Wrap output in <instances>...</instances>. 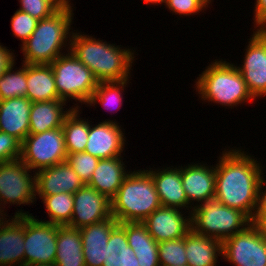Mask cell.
I'll return each mask as SVG.
<instances>
[{
  "label": "cell",
  "mask_w": 266,
  "mask_h": 266,
  "mask_svg": "<svg viewBox=\"0 0 266 266\" xmlns=\"http://www.w3.org/2000/svg\"><path fill=\"white\" fill-rule=\"evenodd\" d=\"M72 219L68 226L81 229L112 217L111 200L84 184L74 194Z\"/></svg>",
  "instance_id": "cell-14"
},
{
  "label": "cell",
  "mask_w": 266,
  "mask_h": 266,
  "mask_svg": "<svg viewBox=\"0 0 266 266\" xmlns=\"http://www.w3.org/2000/svg\"><path fill=\"white\" fill-rule=\"evenodd\" d=\"M212 4L208 0H167L165 7L180 17L197 15L206 11Z\"/></svg>",
  "instance_id": "cell-37"
},
{
  "label": "cell",
  "mask_w": 266,
  "mask_h": 266,
  "mask_svg": "<svg viewBox=\"0 0 266 266\" xmlns=\"http://www.w3.org/2000/svg\"><path fill=\"white\" fill-rule=\"evenodd\" d=\"M135 49L97 39L81 30L72 31L70 51L92 71L98 82L131 79L132 65L139 55Z\"/></svg>",
  "instance_id": "cell-2"
},
{
  "label": "cell",
  "mask_w": 266,
  "mask_h": 266,
  "mask_svg": "<svg viewBox=\"0 0 266 266\" xmlns=\"http://www.w3.org/2000/svg\"><path fill=\"white\" fill-rule=\"evenodd\" d=\"M68 153L62 127L29 134L22 142L21 160L33 173L66 162Z\"/></svg>",
  "instance_id": "cell-9"
},
{
  "label": "cell",
  "mask_w": 266,
  "mask_h": 266,
  "mask_svg": "<svg viewBox=\"0 0 266 266\" xmlns=\"http://www.w3.org/2000/svg\"><path fill=\"white\" fill-rule=\"evenodd\" d=\"M160 206L153 178L144 168L131 171L111 199V213L118 223L143 222Z\"/></svg>",
  "instance_id": "cell-5"
},
{
  "label": "cell",
  "mask_w": 266,
  "mask_h": 266,
  "mask_svg": "<svg viewBox=\"0 0 266 266\" xmlns=\"http://www.w3.org/2000/svg\"><path fill=\"white\" fill-rule=\"evenodd\" d=\"M250 224L252 220L245 213L222 204L216 198L201 203L191 212V229L220 241L245 230Z\"/></svg>",
  "instance_id": "cell-6"
},
{
  "label": "cell",
  "mask_w": 266,
  "mask_h": 266,
  "mask_svg": "<svg viewBox=\"0 0 266 266\" xmlns=\"http://www.w3.org/2000/svg\"><path fill=\"white\" fill-rule=\"evenodd\" d=\"M187 212L178 208L160 206L142 223L157 243L181 239L191 230V213Z\"/></svg>",
  "instance_id": "cell-15"
},
{
  "label": "cell",
  "mask_w": 266,
  "mask_h": 266,
  "mask_svg": "<svg viewBox=\"0 0 266 266\" xmlns=\"http://www.w3.org/2000/svg\"><path fill=\"white\" fill-rule=\"evenodd\" d=\"M222 258L233 266H266V240L250 224L222 241Z\"/></svg>",
  "instance_id": "cell-12"
},
{
  "label": "cell",
  "mask_w": 266,
  "mask_h": 266,
  "mask_svg": "<svg viewBox=\"0 0 266 266\" xmlns=\"http://www.w3.org/2000/svg\"><path fill=\"white\" fill-rule=\"evenodd\" d=\"M102 266H140L126 238V222L118 223L110 232Z\"/></svg>",
  "instance_id": "cell-27"
},
{
  "label": "cell",
  "mask_w": 266,
  "mask_h": 266,
  "mask_svg": "<svg viewBox=\"0 0 266 266\" xmlns=\"http://www.w3.org/2000/svg\"><path fill=\"white\" fill-rule=\"evenodd\" d=\"M22 266H55V265L24 263Z\"/></svg>",
  "instance_id": "cell-45"
},
{
  "label": "cell",
  "mask_w": 266,
  "mask_h": 266,
  "mask_svg": "<svg viewBox=\"0 0 266 266\" xmlns=\"http://www.w3.org/2000/svg\"><path fill=\"white\" fill-rule=\"evenodd\" d=\"M89 120V133L85 151L99 159H109L125 155L126 136L121 124L114 120L105 119L93 124ZM125 148V149H124ZM123 154V155H122Z\"/></svg>",
  "instance_id": "cell-13"
},
{
  "label": "cell",
  "mask_w": 266,
  "mask_h": 266,
  "mask_svg": "<svg viewBox=\"0 0 266 266\" xmlns=\"http://www.w3.org/2000/svg\"><path fill=\"white\" fill-rule=\"evenodd\" d=\"M99 160V158L86 152L71 153L66 157V162L73 168L84 184H87L92 178Z\"/></svg>",
  "instance_id": "cell-35"
},
{
  "label": "cell",
  "mask_w": 266,
  "mask_h": 266,
  "mask_svg": "<svg viewBox=\"0 0 266 266\" xmlns=\"http://www.w3.org/2000/svg\"><path fill=\"white\" fill-rule=\"evenodd\" d=\"M67 105V102L62 99L32 102L29 134H38L62 127L65 117L73 110V105L66 108Z\"/></svg>",
  "instance_id": "cell-23"
},
{
  "label": "cell",
  "mask_w": 266,
  "mask_h": 266,
  "mask_svg": "<svg viewBox=\"0 0 266 266\" xmlns=\"http://www.w3.org/2000/svg\"><path fill=\"white\" fill-rule=\"evenodd\" d=\"M15 211L13 217L25 215L24 263L54 265L58 225L42 222L22 207Z\"/></svg>",
  "instance_id": "cell-10"
},
{
  "label": "cell",
  "mask_w": 266,
  "mask_h": 266,
  "mask_svg": "<svg viewBox=\"0 0 266 266\" xmlns=\"http://www.w3.org/2000/svg\"><path fill=\"white\" fill-rule=\"evenodd\" d=\"M225 59H215L206 66L195 80L193 88L200 100L211 102L225 108L243 106L254 103L255 99L250 94L242 74L235 63Z\"/></svg>",
  "instance_id": "cell-4"
},
{
  "label": "cell",
  "mask_w": 266,
  "mask_h": 266,
  "mask_svg": "<svg viewBox=\"0 0 266 266\" xmlns=\"http://www.w3.org/2000/svg\"><path fill=\"white\" fill-rule=\"evenodd\" d=\"M81 112V108H73L63 122L62 129L68 154L84 152L86 148L89 119L82 118Z\"/></svg>",
  "instance_id": "cell-28"
},
{
  "label": "cell",
  "mask_w": 266,
  "mask_h": 266,
  "mask_svg": "<svg viewBox=\"0 0 266 266\" xmlns=\"http://www.w3.org/2000/svg\"><path fill=\"white\" fill-rule=\"evenodd\" d=\"M39 20L17 9L11 17L12 36L21 41V45L31 36Z\"/></svg>",
  "instance_id": "cell-36"
},
{
  "label": "cell",
  "mask_w": 266,
  "mask_h": 266,
  "mask_svg": "<svg viewBox=\"0 0 266 266\" xmlns=\"http://www.w3.org/2000/svg\"><path fill=\"white\" fill-rule=\"evenodd\" d=\"M266 177L260 183L257 198V207L254 215H266Z\"/></svg>",
  "instance_id": "cell-41"
},
{
  "label": "cell",
  "mask_w": 266,
  "mask_h": 266,
  "mask_svg": "<svg viewBox=\"0 0 266 266\" xmlns=\"http://www.w3.org/2000/svg\"><path fill=\"white\" fill-rule=\"evenodd\" d=\"M228 148V149H227ZM225 146L215 164V198L242 211L251 220L257 207L258 190L265 177V165L246 149Z\"/></svg>",
  "instance_id": "cell-1"
},
{
  "label": "cell",
  "mask_w": 266,
  "mask_h": 266,
  "mask_svg": "<svg viewBox=\"0 0 266 266\" xmlns=\"http://www.w3.org/2000/svg\"><path fill=\"white\" fill-rule=\"evenodd\" d=\"M5 217L0 223V266L24 264L25 215Z\"/></svg>",
  "instance_id": "cell-19"
},
{
  "label": "cell",
  "mask_w": 266,
  "mask_h": 266,
  "mask_svg": "<svg viewBox=\"0 0 266 266\" xmlns=\"http://www.w3.org/2000/svg\"><path fill=\"white\" fill-rule=\"evenodd\" d=\"M252 224L258 229L261 237L266 240V215H253Z\"/></svg>",
  "instance_id": "cell-43"
},
{
  "label": "cell",
  "mask_w": 266,
  "mask_h": 266,
  "mask_svg": "<svg viewBox=\"0 0 266 266\" xmlns=\"http://www.w3.org/2000/svg\"><path fill=\"white\" fill-rule=\"evenodd\" d=\"M19 10L37 20L47 18L57 12L68 0H18Z\"/></svg>",
  "instance_id": "cell-34"
},
{
  "label": "cell",
  "mask_w": 266,
  "mask_h": 266,
  "mask_svg": "<svg viewBox=\"0 0 266 266\" xmlns=\"http://www.w3.org/2000/svg\"><path fill=\"white\" fill-rule=\"evenodd\" d=\"M26 97L31 102L59 100L50 64H27Z\"/></svg>",
  "instance_id": "cell-25"
},
{
  "label": "cell",
  "mask_w": 266,
  "mask_h": 266,
  "mask_svg": "<svg viewBox=\"0 0 266 266\" xmlns=\"http://www.w3.org/2000/svg\"><path fill=\"white\" fill-rule=\"evenodd\" d=\"M123 160H125L123 156L100 159L87 185L111 200L123 180L132 171L131 169L127 170V165Z\"/></svg>",
  "instance_id": "cell-22"
},
{
  "label": "cell",
  "mask_w": 266,
  "mask_h": 266,
  "mask_svg": "<svg viewBox=\"0 0 266 266\" xmlns=\"http://www.w3.org/2000/svg\"><path fill=\"white\" fill-rule=\"evenodd\" d=\"M132 79H125L122 81H109L99 82L91 99L89 100L88 107H104L110 113L117 112L123 106V93L126 87L128 88L129 83ZM130 81V82H129Z\"/></svg>",
  "instance_id": "cell-29"
},
{
  "label": "cell",
  "mask_w": 266,
  "mask_h": 266,
  "mask_svg": "<svg viewBox=\"0 0 266 266\" xmlns=\"http://www.w3.org/2000/svg\"><path fill=\"white\" fill-rule=\"evenodd\" d=\"M14 63L0 77V100L14 97H26L27 91V64L15 68ZM17 69V70H16Z\"/></svg>",
  "instance_id": "cell-31"
},
{
  "label": "cell",
  "mask_w": 266,
  "mask_h": 266,
  "mask_svg": "<svg viewBox=\"0 0 266 266\" xmlns=\"http://www.w3.org/2000/svg\"><path fill=\"white\" fill-rule=\"evenodd\" d=\"M31 104L27 97L0 100V131L23 142L29 135Z\"/></svg>",
  "instance_id": "cell-20"
},
{
  "label": "cell",
  "mask_w": 266,
  "mask_h": 266,
  "mask_svg": "<svg viewBox=\"0 0 266 266\" xmlns=\"http://www.w3.org/2000/svg\"><path fill=\"white\" fill-rule=\"evenodd\" d=\"M160 266H187L185 237L158 243Z\"/></svg>",
  "instance_id": "cell-33"
},
{
  "label": "cell",
  "mask_w": 266,
  "mask_h": 266,
  "mask_svg": "<svg viewBox=\"0 0 266 266\" xmlns=\"http://www.w3.org/2000/svg\"><path fill=\"white\" fill-rule=\"evenodd\" d=\"M242 64H236L252 97H266V29H253Z\"/></svg>",
  "instance_id": "cell-11"
},
{
  "label": "cell",
  "mask_w": 266,
  "mask_h": 266,
  "mask_svg": "<svg viewBox=\"0 0 266 266\" xmlns=\"http://www.w3.org/2000/svg\"><path fill=\"white\" fill-rule=\"evenodd\" d=\"M135 255L140 266H160L158 252Z\"/></svg>",
  "instance_id": "cell-42"
},
{
  "label": "cell",
  "mask_w": 266,
  "mask_h": 266,
  "mask_svg": "<svg viewBox=\"0 0 266 266\" xmlns=\"http://www.w3.org/2000/svg\"><path fill=\"white\" fill-rule=\"evenodd\" d=\"M41 200L49 220H45V218L43 220L41 218L40 221L56 225H68L70 223L74 207L73 194L62 192L44 196Z\"/></svg>",
  "instance_id": "cell-30"
},
{
  "label": "cell",
  "mask_w": 266,
  "mask_h": 266,
  "mask_svg": "<svg viewBox=\"0 0 266 266\" xmlns=\"http://www.w3.org/2000/svg\"><path fill=\"white\" fill-rule=\"evenodd\" d=\"M126 238L135 254L158 252V243L142 222H126Z\"/></svg>",
  "instance_id": "cell-32"
},
{
  "label": "cell",
  "mask_w": 266,
  "mask_h": 266,
  "mask_svg": "<svg viewBox=\"0 0 266 266\" xmlns=\"http://www.w3.org/2000/svg\"><path fill=\"white\" fill-rule=\"evenodd\" d=\"M36 201L35 173L21 159L0 163V212L8 205L28 206ZM19 205V206H18Z\"/></svg>",
  "instance_id": "cell-8"
},
{
  "label": "cell",
  "mask_w": 266,
  "mask_h": 266,
  "mask_svg": "<svg viewBox=\"0 0 266 266\" xmlns=\"http://www.w3.org/2000/svg\"><path fill=\"white\" fill-rule=\"evenodd\" d=\"M22 142L16 137L0 131V163L21 158Z\"/></svg>",
  "instance_id": "cell-38"
},
{
  "label": "cell",
  "mask_w": 266,
  "mask_h": 266,
  "mask_svg": "<svg viewBox=\"0 0 266 266\" xmlns=\"http://www.w3.org/2000/svg\"><path fill=\"white\" fill-rule=\"evenodd\" d=\"M55 266H85L80 229L58 225Z\"/></svg>",
  "instance_id": "cell-26"
},
{
  "label": "cell",
  "mask_w": 266,
  "mask_h": 266,
  "mask_svg": "<svg viewBox=\"0 0 266 266\" xmlns=\"http://www.w3.org/2000/svg\"><path fill=\"white\" fill-rule=\"evenodd\" d=\"M73 8L74 4L68 0L57 12L38 21L31 36L20 45L21 64H51L70 51Z\"/></svg>",
  "instance_id": "cell-3"
},
{
  "label": "cell",
  "mask_w": 266,
  "mask_h": 266,
  "mask_svg": "<svg viewBox=\"0 0 266 266\" xmlns=\"http://www.w3.org/2000/svg\"><path fill=\"white\" fill-rule=\"evenodd\" d=\"M152 176L161 206L189 212V202L181 180V166L145 168Z\"/></svg>",
  "instance_id": "cell-18"
},
{
  "label": "cell",
  "mask_w": 266,
  "mask_h": 266,
  "mask_svg": "<svg viewBox=\"0 0 266 266\" xmlns=\"http://www.w3.org/2000/svg\"><path fill=\"white\" fill-rule=\"evenodd\" d=\"M144 4L149 5V7L152 5H162L165 6L167 0H142Z\"/></svg>",
  "instance_id": "cell-44"
},
{
  "label": "cell",
  "mask_w": 266,
  "mask_h": 266,
  "mask_svg": "<svg viewBox=\"0 0 266 266\" xmlns=\"http://www.w3.org/2000/svg\"><path fill=\"white\" fill-rule=\"evenodd\" d=\"M5 218V216L0 212V223L2 222V220Z\"/></svg>",
  "instance_id": "cell-46"
},
{
  "label": "cell",
  "mask_w": 266,
  "mask_h": 266,
  "mask_svg": "<svg viewBox=\"0 0 266 266\" xmlns=\"http://www.w3.org/2000/svg\"><path fill=\"white\" fill-rule=\"evenodd\" d=\"M204 163L181 165V180L189 202V213L194 207L215 198V165Z\"/></svg>",
  "instance_id": "cell-16"
},
{
  "label": "cell",
  "mask_w": 266,
  "mask_h": 266,
  "mask_svg": "<svg viewBox=\"0 0 266 266\" xmlns=\"http://www.w3.org/2000/svg\"><path fill=\"white\" fill-rule=\"evenodd\" d=\"M83 185L84 182L67 162L35 173L36 200L62 192L74 194Z\"/></svg>",
  "instance_id": "cell-17"
},
{
  "label": "cell",
  "mask_w": 266,
  "mask_h": 266,
  "mask_svg": "<svg viewBox=\"0 0 266 266\" xmlns=\"http://www.w3.org/2000/svg\"><path fill=\"white\" fill-rule=\"evenodd\" d=\"M14 50L8 49L0 43V77L16 63V53Z\"/></svg>",
  "instance_id": "cell-40"
},
{
  "label": "cell",
  "mask_w": 266,
  "mask_h": 266,
  "mask_svg": "<svg viewBox=\"0 0 266 266\" xmlns=\"http://www.w3.org/2000/svg\"><path fill=\"white\" fill-rule=\"evenodd\" d=\"M253 29H266V0H255Z\"/></svg>",
  "instance_id": "cell-39"
},
{
  "label": "cell",
  "mask_w": 266,
  "mask_h": 266,
  "mask_svg": "<svg viewBox=\"0 0 266 266\" xmlns=\"http://www.w3.org/2000/svg\"><path fill=\"white\" fill-rule=\"evenodd\" d=\"M187 266H217L222 257V241L195 233L192 229L185 236Z\"/></svg>",
  "instance_id": "cell-24"
},
{
  "label": "cell",
  "mask_w": 266,
  "mask_h": 266,
  "mask_svg": "<svg viewBox=\"0 0 266 266\" xmlns=\"http://www.w3.org/2000/svg\"><path fill=\"white\" fill-rule=\"evenodd\" d=\"M118 224L112 216L80 229L85 266H102L111 230Z\"/></svg>",
  "instance_id": "cell-21"
},
{
  "label": "cell",
  "mask_w": 266,
  "mask_h": 266,
  "mask_svg": "<svg viewBox=\"0 0 266 266\" xmlns=\"http://www.w3.org/2000/svg\"><path fill=\"white\" fill-rule=\"evenodd\" d=\"M50 65L54 73L59 99L67 103L74 100L73 108H81L83 104L84 107H87L86 105L99 83L92 71L80 62L71 51L59 56Z\"/></svg>",
  "instance_id": "cell-7"
}]
</instances>
